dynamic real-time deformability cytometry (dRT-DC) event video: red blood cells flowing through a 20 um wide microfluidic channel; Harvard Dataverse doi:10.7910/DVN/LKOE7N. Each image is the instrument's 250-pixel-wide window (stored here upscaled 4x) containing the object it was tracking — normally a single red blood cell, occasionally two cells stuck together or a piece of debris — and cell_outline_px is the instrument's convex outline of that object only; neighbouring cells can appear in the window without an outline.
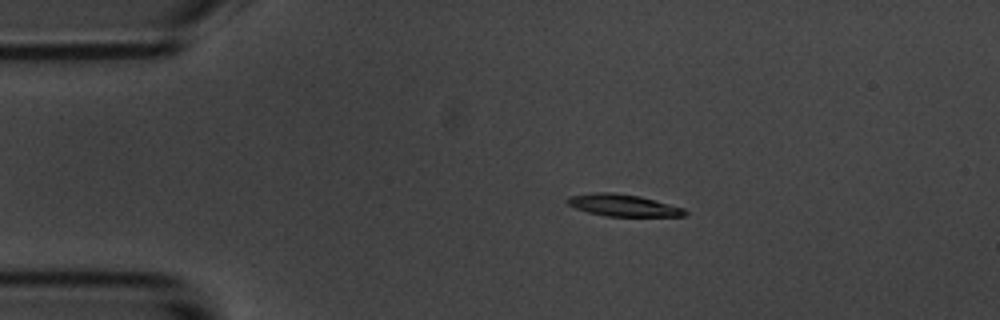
{"species": "common noctule bat (a hibernating species)", "species_latin": "Nyctalus noctula", "temperature_condition": "room temperature", "stored_images_in_passage": 7, "camera_frame_rate_fps": 3000, "um_per_image_px": 0.085, "animal": {"sex": "male", "body_mass_g": 20.1, "forearm_length_mm": 53.5}, "frame": {"image": 1, "passage_image": 3, "time_ms": 2.667, "image_size_px": [1000, 320], "cell_outline_px": [[688, 212], [684, 216], [608, 216], [588, 212], [576, 208], [568, 204], [564, 200], [568, 196], [596, 192], [612, 192], [640, 196], [684, 208]], "centroid_in_image_um": [52.94, 17.44], "position_along_channel_um": 32.1, "area_um2": 14.97}}
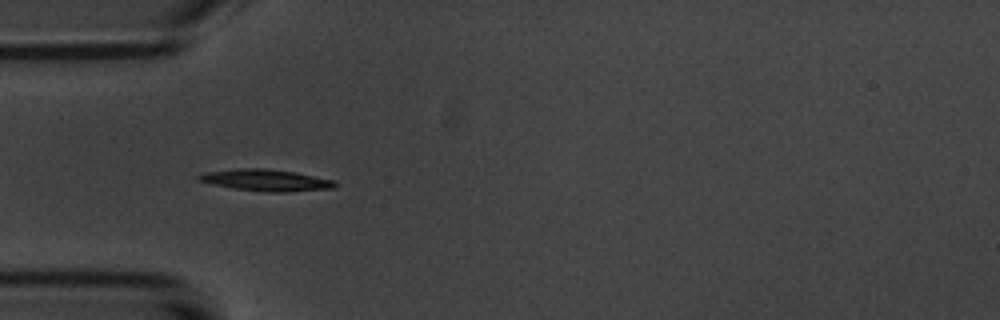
{"frame": {"image": 2, "passage_image": 5, "time_ms": 4.667, "image_size_px": [1000, 320], "cell_outline_px": [[336, 188], [284, 192], [268, 192], [232, 188], [212, 184], [196, 180], [196, 176], [208, 172], [236, 168], [264, 168], [292, 172], [336, 180]], "centroid_in_image_um": [22.6, 15.32], "position_along_channel_um": 62.4, "area_um2": 17.11}}
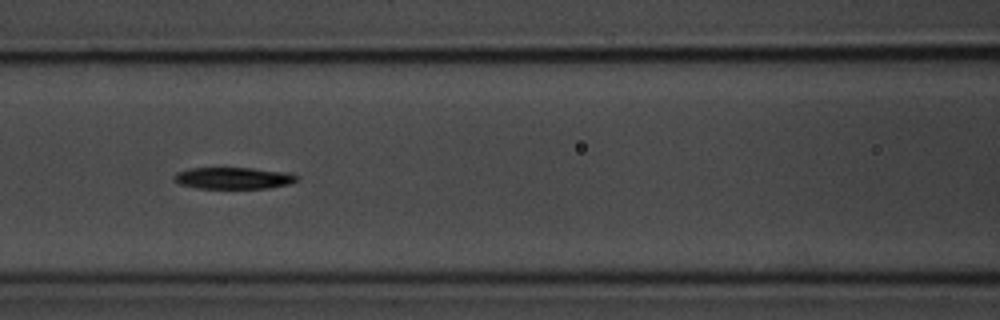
{"frame": {"image": 3, "passage_image": 7, "time_ms": 7.0, "image_size_px": [1000, 320], "cell_outline_px": [[300, 176], [292, 184], [268, 188], [196, 188], [180, 184], [172, 180], [172, 176], [176, 172], [188, 168], [252, 168], [292, 172]], "centroid_in_image_um": [19.86, 15.13], "position_along_channel_um": 146.7, "area_um2": 15.84}}